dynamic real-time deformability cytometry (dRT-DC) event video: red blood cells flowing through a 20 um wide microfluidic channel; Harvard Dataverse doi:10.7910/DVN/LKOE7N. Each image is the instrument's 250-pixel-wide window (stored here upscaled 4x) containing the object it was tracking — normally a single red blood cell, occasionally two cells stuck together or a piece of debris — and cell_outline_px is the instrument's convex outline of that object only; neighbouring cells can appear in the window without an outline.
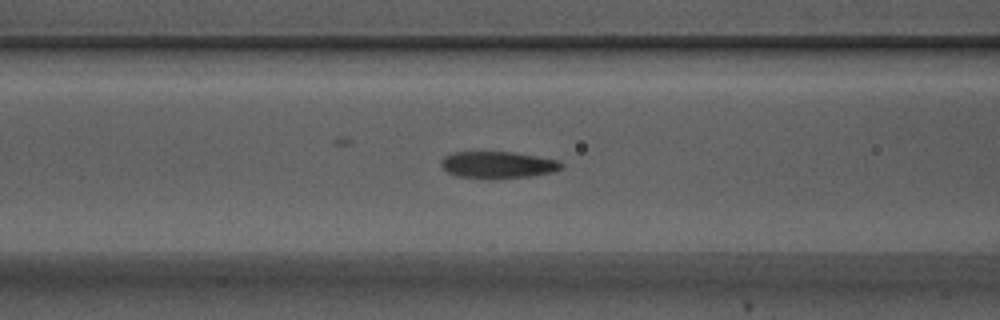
{"species": "Egyptian fruit bat (a non-hibernating species)", "species_latin": "Rousettus aegyptiacus", "temperature_condition": "warm", "stored_images_in_passage": 47, "camera_frame_rate_fps": 3000, "um_per_image_px": 0.085, "animal": {"sex": "male"}, "frame": {"image": 1, "passage_image": 21, "time_ms": 6.667, "image_size_px": [1000, 320], "cell_outline_px": [[564, 168], [556, 172], [532, 176], [492, 180], [488, 180], [456, 176], [448, 172], [440, 164], [440, 160], [444, 156], [452, 152], [512, 152], [536, 156], [556, 160], [564, 164]], "centroid_in_image_um": [42.32, 14.04], "position_along_channel_um": 124.3, "area_um2": 19.31}}
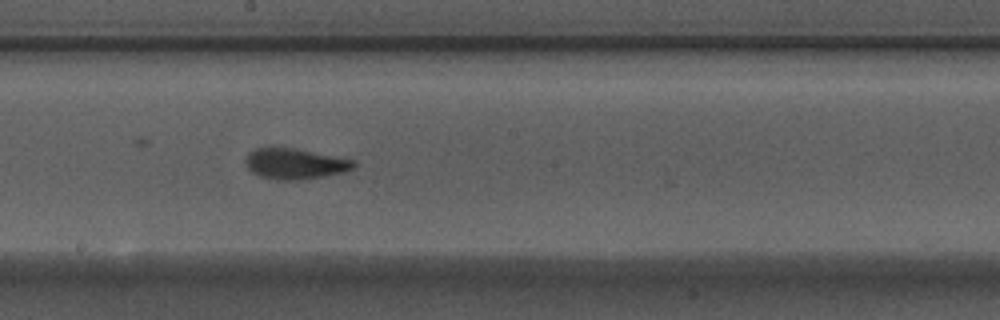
{"frame": {"image": 2, "passage_image": 29, "time_ms": 9.333, "image_size_px": [1000, 320], "cell_outline_px": [[356, 168], [344, 172], [300, 180], [276, 180], [260, 176], [252, 172], [244, 164], [244, 160], [248, 152], [256, 148], [292, 148], [356, 160]], "centroid_in_image_um": [25.06, 13.93], "position_along_channel_um": 223.1, "area_um2": 19.36}}
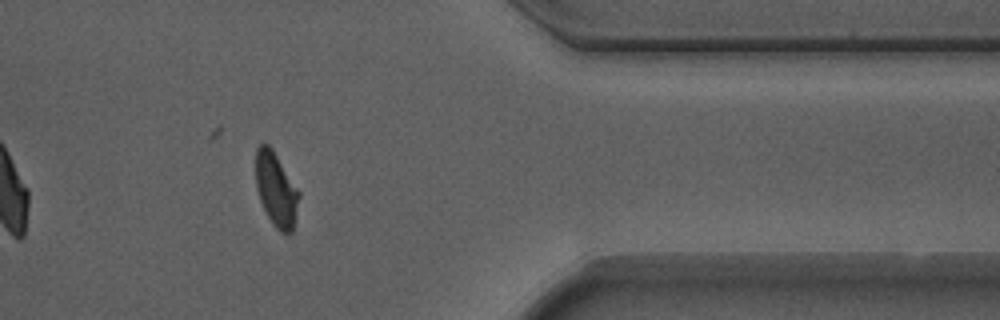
{"frame": {"image": 3, "passage_image": 44, "time_ms": 14.333, "image_size_px": [1000, 320], "cell_outline_px": [[300, 196], [292, 232], [280, 232], [272, 224], [260, 200], [256, 188], [256, 148], [260, 144], [268, 144], [272, 148], [300, 192]], "centroid_in_image_um": [23.47, 16.09], "position_along_channel_um": 387.9, "area_um2": 18.5}, "authors_computed_cell_mechanics": {"area_um2": 19.1896, "velocity_mm_per_s": 3.7141, "shape_relaxation_time_tau1_ms": 4.2326, "shape_relaxation_time_tau2_ms": 1.5586, "deformation_change_tau1": 0.1639, "deformation_change_tau2": 0.0732}}